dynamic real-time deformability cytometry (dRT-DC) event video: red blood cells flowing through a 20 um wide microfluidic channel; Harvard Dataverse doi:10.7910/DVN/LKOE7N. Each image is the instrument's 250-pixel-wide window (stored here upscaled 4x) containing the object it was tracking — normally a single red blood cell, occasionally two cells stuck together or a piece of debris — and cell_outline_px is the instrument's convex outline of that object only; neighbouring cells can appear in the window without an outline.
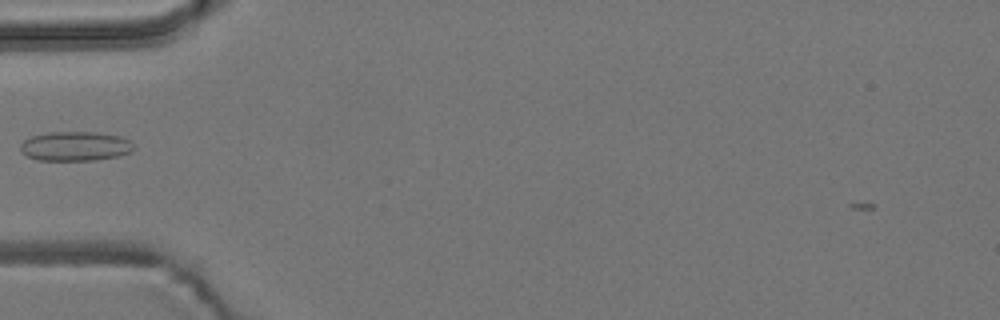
{"species": "common noctule bat (a hibernating species)", "species_latin": "Nyctalus noctula", "temperature_condition": "room temperature", "stored_images_in_passage": 39, "camera_frame_rate_fps": 3000, "um_per_image_px": 0.085, "animal": {"sex": "male", "body_mass_g": 19.2, "forearm_length_mm": 51.8}, "frame": {"image": 1, "passage_image": 2, "time_ms": 0.333, "image_size_px": [1000, 320], "cell_outline_px": [[136, 148], [132, 152], [120, 156], [96, 160], [36, 160], [28, 156], [20, 148], [20, 144], [24, 140], [32, 136], [48, 132], [96, 132], [120, 136], [128, 140]], "centroid_in_image_um": [6.43, 12.43], "position_along_channel_um": 78.6, "area_um2": 19.48}}
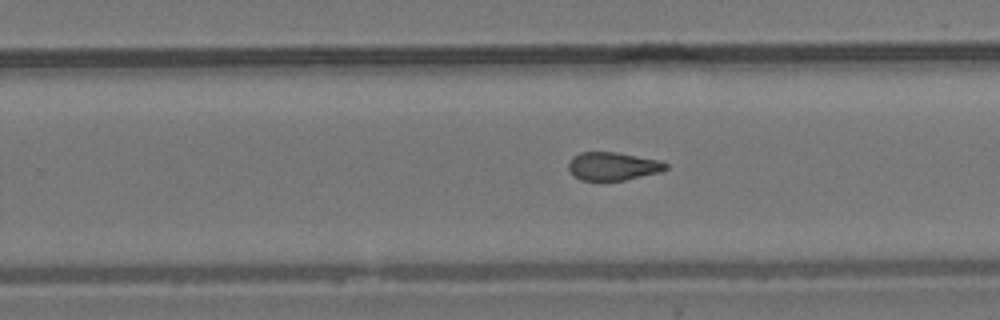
{"frame": {"image": 2, "passage_image": 18, "time_ms": 5.667, "image_size_px": [1000, 320], "cell_outline_px": [[668, 168], [660, 172], [624, 180], [580, 180], [572, 176], [568, 168], [568, 164], [572, 156], [580, 152], [616, 152], [660, 160], [668, 164]], "centroid_in_image_um": [52.07, 14.12], "position_along_channel_um": 277.7, "area_um2": 16.07}}
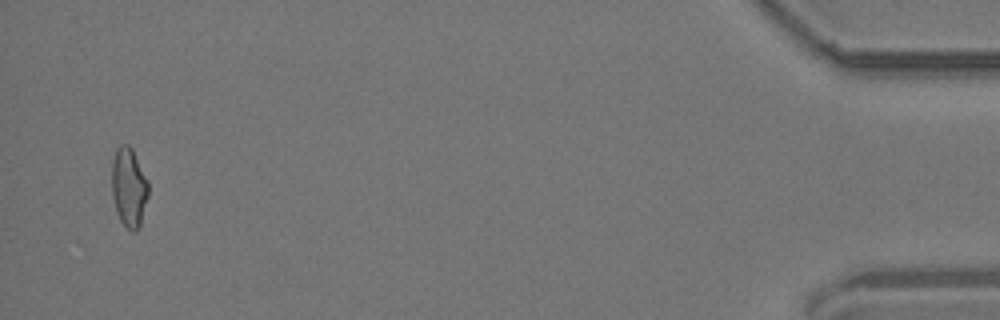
{"frame": {"image": 3, "passage_image": 37, "time_ms": 12.0, "image_size_px": [1000, 320], "cell_outline_px": [[148, 196], [140, 228], [136, 232], [132, 232], [120, 220], [116, 212], [112, 196], [112, 160], [116, 148], [120, 144], [128, 144], [132, 148], [148, 180]], "centroid_in_image_um": [10.96, 15.93], "position_along_channel_um": 424.2, "area_um2": 17.17}, "authors_computed_cell_mechanics": {"area_um2": 16.5886, "velocity_mm_per_s": 3.7176, "shape_relaxation_time_tau1_ms": null, "shape_relaxation_time_tau2_ms": 2.7871, "deformation_change_tau1": null, "deformation_change_tau2": 0.0914}}